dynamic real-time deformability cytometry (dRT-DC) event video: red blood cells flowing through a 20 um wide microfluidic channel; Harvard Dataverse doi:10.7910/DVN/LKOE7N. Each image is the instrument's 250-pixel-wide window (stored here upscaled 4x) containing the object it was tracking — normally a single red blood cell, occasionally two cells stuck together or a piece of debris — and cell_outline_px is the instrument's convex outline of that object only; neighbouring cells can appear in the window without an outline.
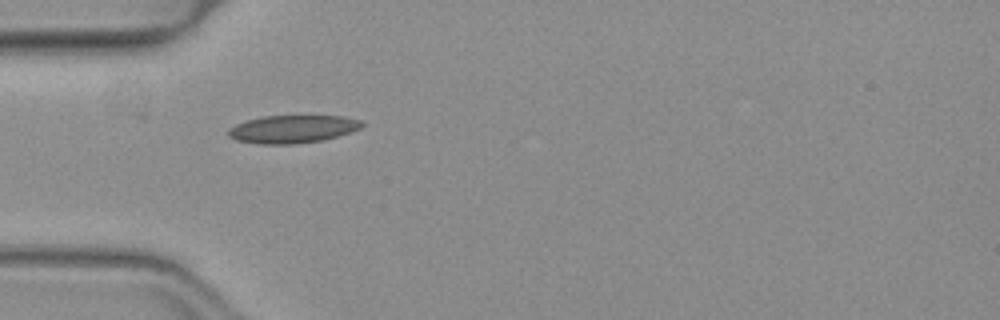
{"species": "common noctule bat (a hibernating species)", "species_latin": "Nyctalus noctula", "temperature_condition": "warm", "stored_images_in_passage": 32, "camera_frame_rate_fps": 3000, "um_per_image_px": 0.085, "animal": {"sex": "female", "body_mass_g": 19.3, "forearm_length_mm": 54.1}, "frame": {"image": 1, "passage_image": 2, "time_ms": 0.333, "image_size_px": [1000, 320], "cell_outline_px": [[364, 124], [360, 128], [336, 136], [320, 140], [292, 144], [260, 144], [236, 140], [228, 136], [228, 128], [236, 124], [248, 120], [264, 116], [344, 116], [360, 120]], "centroid_in_image_um": [24.83, 10.97], "position_along_channel_um": 60.2, "area_um2": 21.39}}
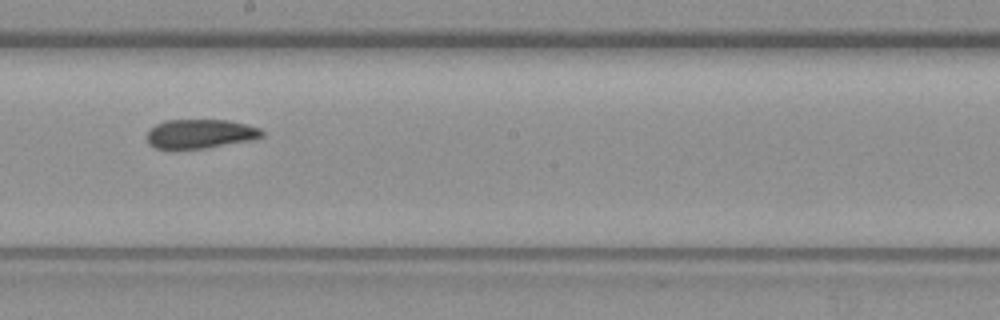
{"frame": {"image": 2, "passage_image": 15, "time_ms": 4.667, "image_size_px": [1000, 320], "cell_outline_px": [[264, 136], [252, 140], [204, 148], [156, 148], [148, 144], [148, 132], [156, 124], [164, 120], [228, 120], [260, 128], [264, 132]], "centroid_in_image_um": [17.04, 11.36], "position_along_channel_um": 231.2, "area_um2": 19.31}}
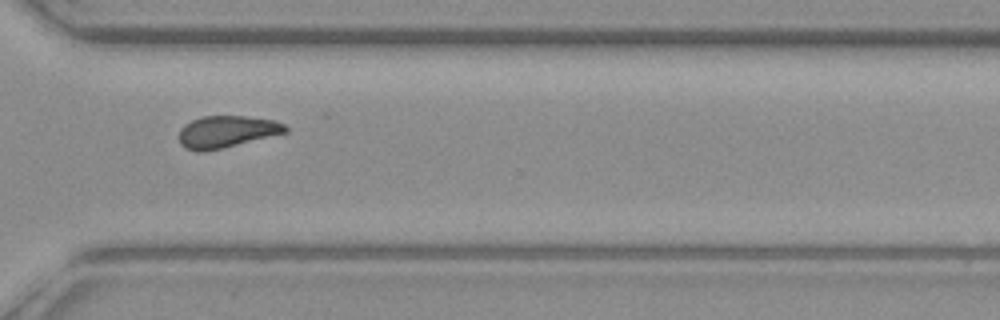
{"frame": {"image": 3, "passage_image": 24, "time_ms": 7.667, "image_size_px": [1000, 320], "cell_outline_px": [[288, 132], [204, 152], [196, 152], [184, 148], [180, 144], [180, 128], [184, 124], [192, 120], [204, 116], [244, 116], [272, 120], [284, 124], [288, 128]], "centroid_in_image_um": [19.23, 11.2], "position_along_channel_um": 351.4, "area_um2": 19.65}}